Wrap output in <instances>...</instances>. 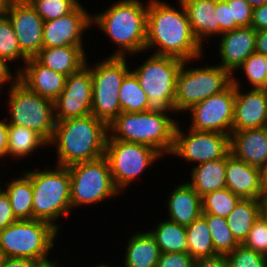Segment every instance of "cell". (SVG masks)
<instances>
[{
    "mask_svg": "<svg viewBox=\"0 0 267 267\" xmlns=\"http://www.w3.org/2000/svg\"><path fill=\"white\" fill-rule=\"evenodd\" d=\"M149 1L145 51L158 47L153 54L171 56L183 61L201 59L203 46L191 30L181 1L177 0L180 5L178 9L164 1Z\"/></svg>",
    "mask_w": 267,
    "mask_h": 267,
    "instance_id": "cell-1",
    "label": "cell"
},
{
    "mask_svg": "<svg viewBox=\"0 0 267 267\" xmlns=\"http://www.w3.org/2000/svg\"><path fill=\"white\" fill-rule=\"evenodd\" d=\"M107 137L108 125L91 114L56 121L49 145L56 148V165L68 167L104 157Z\"/></svg>",
    "mask_w": 267,
    "mask_h": 267,
    "instance_id": "cell-2",
    "label": "cell"
},
{
    "mask_svg": "<svg viewBox=\"0 0 267 267\" xmlns=\"http://www.w3.org/2000/svg\"><path fill=\"white\" fill-rule=\"evenodd\" d=\"M148 5L140 0L118 1L101 13H92L91 24L99 26L118 46L111 56L125 57L145 51Z\"/></svg>",
    "mask_w": 267,
    "mask_h": 267,
    "instance_id": "cell-3",
    "label": "cell"
},
{
    "mask_svg": "<svg viewBox=\"0 0 267 267\" xmlns=\"http://www.w3.org/2000/svg\"><path fill=\"white\" fill-rule=\"evenodd\" d=\"M178 120L150 112H121L109 125L107 140H120L154 148L171 155Z\"/></svg>",
    "mask_w": 267,
    "mask_h": 267,
    "instance_id": "cell-4",
    "label": "cell"
},
{
    "mask_svg": "<svg viewBox=\"0 0 267 267\" xmlns=\"http://www.w3.org/2000/svg\"><path fill=\"white\" fill-rule=\"evenodd\" d=\"M55 168L24 173L33 186V219L47 221L59 230L61 225L55 221L62 215L68 218L72 209L71 180L68 167L56 165Z\"/></svg>",
    "mask_w": 267,
    "mask_h": 267,
    "instance_id": "cell-5",
    "label": "cell"
},
{
    "mask_svg": "<svg viewBox=\"0 0 267 267\" xmlns=\"http://www.w3.org/2000/svg\"><path fill=\"white\" fill-rule=\"evenodd\" d=\"M183 60L171 56L151 54L132 71L148 97L147 112L170 115L174 112L176 78ZM169 113V114H168Z\"/></svg>",
    "mask_w": 267,
    "mask_h": 267,
    "instance_id": "cell-6",
    "label": "cell"
},
{
    "mask_svg": "<svg viewBox=\"0 0 267 267\" xmlns=\"http://www.w3.org/2000/svg\"><path fill=\"white\" fill-rule=\"evenodd\" d=\"M59 231L47 221L18 220L0 230V249L5 257L44 261L48 259Z\"/></svg>",
    "mask_w": 267,
    "mask_h": 267,
    "instance_id": "cell-7",
    "label": "cell"
},
{
    "mask_svg": "<svg viewBox=\"0 0 267 267\" xmlns=\"http://www.w3.org/2000/svg\"><path fill=\"white\" fill-rule=\"evenodd\" d=\"M125 57L108 56L90 67L92 76V115L109 125L122 111L119 92L123 79L131 71Z\"/></svg>",
    "mask_w": 267,
    "mask_h": 267,
    "instance_id": "cell-8",
    "label": "cell"
},
{
    "mask_svg": "<svg viewBox=\"0 0 267 267\" xmlns=\"http://www.w3.org/2000/svg\"><path fill=\"white\" fill-rule=\"evenodd\" d=\"M188 63L191 62H183L176 78L175 113L189 110L193 105L222 92L232 83V74L220 65L186 68Z\"/></svg>",
    "mask_w": 267,
    "mask_h": 267,
    "instance_id": "cell-9",
    "label": "cell"
},
{
    "mask_svg": "<svg viewBox=\"0 0 267 267\" xmlns=\"http://www.w3.org/2000/svg\"><path fill=\"white\" fill-rule=\"evenodd\" d=\"M7 90L10 108L8 125L35 130L50 142L56 124L54 102L29 90L19 80Z\"/></svg>",
    "mask_w": 267,
    "mask_h": 267,
    "instance_id": "cell-10",
    "label": "cell"
},
{
    "mask_svg": "<svg viewBox=\"0 0 267 267\" xmlns=\"http://www.w3.org/2000/svg\"><path fill=\"white\" fill-rule=\"evenodd\" d=\"M71 180V207L99 203L119 196L105 157L68 166Z\"/></svg>",
    "mask_w": 267,
    "mask_h": 267,
    "instance_id": "cell-11",
    "label": "cell"
},
{
    "mask_svg": "<svg viewBox=\"0 0 267 267\" xmlns=\"http://www.w3.org/2000/svg\"><path fill=\"white\" fill-rule=\"evenodd\" d=\"M107 159L115 187L121 193L142 174L151 163L163 156L154 148L120 140H106Z\"/></svg>",
    "mask_w": 267,
    "mask_h": 267,
    "instance_id": "cell-12",
    "label": "cell"
},
{
    "mask_svg": "<svg viewBox=\"0 0 267 267\" xmlns=\"http://www.w3.org/2000/svg\"><path fill=\"white\" fill-rule=\"evenodd\" d=\"M185 133L177 124L171 154L198 164L225 157L230 152V136L218 132L195 131Z\"/></svg>",
    "mask_w": 267,
    "mask_h": 267,
    "instance_id": "cell-13",
    "label": "cell"
},
{
    "mask_svg": "<svg viewBox=\"0 0 267 267\" xmlns=\"http://www.w3.org/2000/svg\"><path fill=\"white\" fill-rule=\"evenodd\" d=\"M235 85L231 83L225 90L193 105L189 128L195 131L232 133L234 118Z\"/></svg>",
    "mask_w": 267,
    "mask_h": 267,
    "instance_id": "cell-14",
    "label": "cell"
},
{
    "mask_svg": "<svg viewBox=\"0 0 267 267\" xmlns=\"http://www.w3.org/2000/svg\"><path fill=\"white\" fill-rule=\"evenodd\" d=\"M92 76L89 67L67 77L64 89L54 101L55 120L81 118L92 114Z\"/></svg>",
    "mask_w": 267,
    "mask_h": 267,
    "instance_id": "cell-15",
    "label": "cell"
},
{
    "mask_svg": "<svg viewBox=\"0 0 267 267\" xmlns=\"http://www.w3.org/2000/svg\"><path fill=\"white\" fill-rule=\"evenodd\" d=\"M6 16L12 23L21 51L35 57L43 48L44 20L27 0H11Z\"/></svg>",
    "mask_w": 267,
    "mask_h": 267,
    "instance_id": "cell-16",
    "label": "cell"
},
{
    "mask_svg": "<svg viewBox=\"0 0 267 267\" xmlns=\"http://www.w3.org/2000/svg\"><path fill=\"white\" fill-rule=\"evenodd\" d=\"M91 25V14L80 3L69 14L44 21L43 47L83 46V32Z\"/></svg>",
    "mask_w": 267,
    "mask_h": 267,
    "instance_id": "cell-17",
    "label": "cell"
},
{
    "mask_svg": "<svg viewBox=\"0 0 267 267\" xmlns=\"http://www.w3.org/2000/svg\"><path fill=\"white\" fill-rule=\"evenodd\" d=\"M232 75L235 103L232 131L267 127V89L240 90L239 80Z\"/></svg>",
    "mask_w": 267,
    "mask_h": 267,
    "instance_id": "cell-18",
    "label": "cell"
},
{
    "mask_svg": "<svg viewBox=\"0 0 267 267\" xmlns=\"http://www.w3.org/2000/svg\"><path fill=\"white\" fill-rule=\"evenodd\" d=\"M226 188L244 199H261L264 192L262 170L236 158L231 152L226 155Z\"/></svg>",
    "mask_w": 267,
    "mask_h": 267,
    "instance_id": "cell-19",
    "label": "cell"
},
{
    "mask_svg": "<svg viewBox=\"0 0 267 267\" xmlns=\"http://www.w3.org/2000/svg\"><path fill=\"white\" fill-rule=\"evenodd\" d=\"M23 66L17 69L18 80L29 90L54 102L64 89L67 76L45 67L35 57L29 58Z\"/></svg>",
    "mask_w": 267,
    "mask_h": 267,
    "instance_id": "cell-20",
    "label": "cell"
},
{
    "mask_svg": "<svg viewBox=\"0 0 267 267\" xmlns=\"http://www.w3.org/2000/svg\"><path fill=\"white\" fill-rule=\"evenodd\" d=\"M256 30L249 27H239L220 36L219 65L232 75L248 56L255 52Z\"/></svg>",
    "mask_w": 267,
    "mask_h": 267,
    "instance_id": "cell-21",
    "label": "cell"
},
{
    "mask_svg": "<svg viewBox=\"0 0 267 267\" xmlns=\"http://www.w3.org/2000/svg\"><path fill=\"white\" fill-rule=\"evenodd\" d=\"M230 152L239 160L262 170L267 165V127L232 131Z\"/></svg>",
    "mask_w": 267,
    "mask_h": 267,
    "instance_id": "cell-22",
    "label": "cell"
},
{
    "mask_svg": "<svg viewBox=\"0 0 267 267\" xmlns=\"http://www.w3.org/2000/svg\"><path fill=\"white\" fill-rule=\"evenodd\" d=\"M169 194L167 210L170 221L186 227L202 215V197L187 182Z\"/></svg>",
    "mask_w": 267,
    "mask_h": 267,
    "instance_id": "cell-23",
    "label": "cell"
},
{
    "mask_svg": "<svg viewBox=\"0 0 267 267\" xmlns=\"http://www.w3.org/2000/svg\"><path fill=\"white\" fill-rule=\"evenodd\" d=\"M180 1L187 13L191 30L201 46L208 36L220 35V26L215 14L216 0Z\"/></svg>",
    "mask_w": 267,
    "mask_h": 267,
    "instance_id": "cell-24",
    "label": "cell"
},
{
    "mask_svg": "<svg viewBox=\"0 0 267 267\" xmlns=\"http://www.w3.org/2000/svg\"><path fill=\"white\" fill-rule=\"evenodd\" d=\"M84 46L43 47L35 58L45 67L70 76L86 63Z\"/></svg>",
    "mask_w": 267,
    "mask_h": 267,
    "instance_id": "cell-25",
    "label": "cell"
},
{
    "mask_svg": "<svg viewBox=\"0 0 267 267\" xmlns=\"http://www.w3.org/2000/svg\"><path fill=\"white\" fill-rule=\"evenodd\" d=\"M128 242L123 261L124 267H156L161 252L148 230L132 234Z\"/></svg>",
    "mask_w": 267,
    "mask_h": 267,
    "instance_id": "cell-26",
    "label": "cell"
},
{
    "mask_svg": "<svg viewBox=\"0 0 267 267\" xmlns=\"http://www.w3.org/2000/svg\"><path fill=\"white\" fill-rule=\"evenodd\" d=\"M226 156L193 165L191 171V180L187 183L202 197L205 194L226 188Z\"/></svg>",
    "mask_w": 267,
    "mask_h": 267,
    "instance_id": "cell-27",
    "label": "cell"
},
{
    "mask_svg": "<svg viewBox=\"0 0 267 267\" xmlns=\"http://www.w3.org/2000/svg\"><path fill=\"white\" fill-rule=\"evenodd\" d=\"M261 214V201L259 199L241 198L233 211L226 217L227 225L239 244H242L246 239L253 224Z\"/></svg>",
    "mask_w": 267,
    "mask_h": 267,
    "instance_id": "cell-28",
    "label": "cell"
},
{
    "mask_svg": "<svg viewBox=\"0 0 267 267\" xmlns=\"http://www.w3.org/2000/svg\"><path fill=\"white\" fill-rule=\"evenodd\" d=\"M21 176L9 181L4 191L8 195L15 217L18 220H32L33 186L31 179L24 172Z\"/></svg>",
    "mask_w": 267,
    "mask_h": 267,
    "instance_id": "cell-29",
    "label": "cell"
},
{
    "mask_svg": "<svg viewBox=\"0 0 267 267\" xmlns=\"http://www.w3.org/2000/svg\"><path fill=\"white\" fill-rule=\"evenodd\" d=\"M49 147V142L35 130L17 125H8V156L16 159L29 157L39 147Z\"/></svg>",
    "mask_w": 267,
    "mask_h": 267,
    "instance_id": "cell-30",
    "label": "cell"
},
{
    "mask_svg": "<svg viewBox=\"0 0 267 267\" xmlns=\"http://www.w3.org/2000/svg\"><path fill=\"white\" fill-rule=\"evenodd\" d=\"M161 253L187 252L186 227L166 220L149 231Z\"/></svg>",
    "mask_w": 267,
    "mask_h": 267,
    "instance_id": "cell-31",
    "label": "cell"
},
{
    "mask_svg": "<svg viewBox=\"0 0 267 267\" xmlns=\"http://www.w3.org/2000/svg\"><path fill=\"white\" fill-rule=\"evenodd\" d=\"M187 252L194 258L217 255L206 219L201 215L186 226Z\"/></svg>",
    "mask_w": 267,
    "mask_h": 267,
    "instance_id": "cell-32",
    "label": "cell"
},
{
    "mask_svg": "<svg viewBox=\"0 0 267 267\" xmlns=\"http://www.w3.org/2000/svg\"><path fill=\"white\" fill-rule=\"evenodd\" d=\"M119 101L122 112L138 113L147 111L148 97L132 71L122 81Z\"/></svg>",
    "mask_w": 267,
    "mask_h": 267,
    "instance_id": "cell-33",
    "label": "cell"
},
{
    "mask_svg": "<svg viewBox=\"0 0 267 267\" xmlns=\"http://www.w3.org/2000/svg\"><path fill=\"white\" fill-rule=\"evenodd\" d=\"M202 216L206 219L217 254L227 255L239 245L227 225L226 218L213 214H202Z\"/></svg>",
    "mask_w": 267,
    "mask_h": 267,
    "instance_id": "cell-34",
    "label": "cell"
},
{
    "mask_svg": "<svg viewBox=\"0 0 267 267\" xmlns=\"http://www.w3.org/2000/svg\"><path fill=\"white\" fill-rule=\"evenodd\" d=\"M241 198L223 188L202 196V214H213L226 218Z\"/></svg>",
    "mask_w": 267,
    "mask_h": 267,
    "instance_id": "cell-35",
    "label": "cell"
},
{
    "mask_svg": "<svg viewBox=\"0 0 267 267\" xmlns=\"http://www.w3.org/2000/svg\"><path fill=\"white\" fill-rule=\"evenodd\" d=\"M0 58L8 62L22 60L24 64L29 59L21 51L12 23L7 16L0 17Z\"/></svg>",
    "mask_w": 267,
    "mask_h": 267,
    "instance_id": "cell-36",
    "label": "cell"
},
{
    "mask_svg": "<svg viewBox=\"0 0 267 267\" xmlns=\"http://www.w3.org/2000/svg\"><path fill=\"white\" fill-rule=\"evenodd\" d=\"M36 13L44 20L50 21L72 12L79 4L78 0H27Z\"/></svg>",
    "mask_w": 267,
    "mask_h": 267,
    "instance_id": "cell-37",
    "label": "cell"
},
{
    "mask_svg": "<svg viewBox=\"0 0 267 267\" xmlns=\"http://www.w3.org/2000/svg\"><path fill=\"white\" fill-rule=\"evenodd\" d=\"M265 63V56L254 52L246 58L236 71L243 69L246 80L252 85L250 89H266Z\"/></svg>",
    "mask_w": 267,
    "mask_h": 267,
    "instance_id": "cell-38",
    "label": "cell"
},
{
    "mask_svg": "<svg viewBox=\"0 0 267 267\" xmlns=\"http://www.w3.org/2000/svg\"><path fill=\"white\" fill-rule=\"evenodd\" d=\"M226 256L228 267H267V256L239 244Z\"/></svg>",
    "mask_w": 267,
    "mask_h": 267,
    "instance_id": "cell-39",
    "label": "cell"
},
{
    "mask_svg": "<svg viewBox=\"0 0 267 267\" xmlns=\"http://www.w3.org/2000/svg\"><path fill=\"white\" fill-rule=\"evenodd\" d=\"M242 245L267 256V218L262 214L253 224Z\"/></svg>",
    "mask_w": 267,
    "mask_h": 267,
    "instance_id": "cell-40",
    "label": "cell"
},
{
    "mask_svg": "<svg viewBox=\"0 0 267 267\" xmlns=\"http://www.w3.org/2000/svg\"><path fill=\"white\" fill-rule=\"evenodd\" d=\"M231 5L232 21L240 27H249L252 23L253 8L246 0H225Z\"/></svg>",
    "mask_w": 267,
    "mask_h": 267,
    "instance_id": "cell-41",
    "label": "cell"
},
{
    "mask_svg": "<svg viewBox=\"0 0 267 267\" xmlns=\"http://www.w3.org/2000/svg\"><path fill=\"white\" fill-rule=\"evenodd\" d=\"M194 263L188 252L160 253L156 267H194Z\"/></svg>",
    "mask_w": 267,
    "mask_h": 267,
    "instance_id": "cell-42",
    "label": "cell"
},
{
    "mask_svg": "<svg viewBox=\"0 0 267 267\" xmlns=\"http://www.w3.org/2000/svg\"><path fill=\"white\" fill-rule=\"evenodd\" d=\"M215 14L220 26V35L240 27L236 21H232L231 5L225 0H216Z\"/></svg>",
    "mask_w": 267,
    "mask_h": 267,
    "instance_id": "cell-43",
    "label": "cell"
},
{
    "mask_svg": "<svg viewBox=\"0 0 267 267\" xmlns=\"http://www.w3.org/2000/svg\"><path fill=\"white\" fill-rule=\"evenodd\" d=\"M18 221L11 208L10 200L4 190H0V230Z\"/></svg>",
    "mask_w": 267,
    "mask_h": 267,
    "instance_id": "cell-44",
    "label": "cell"
},
{
    "mask_svg": "<svg viewBox=\"0 0 267 267\" xmlns=\"http://www.w3.org/2000/svg\"><path fill=\"white\" fill-rule=\"evenodd\" d=\"M251 27L256 31L267 29V3L253 8Z\"/></svg>",
    "mask_w": 267,
    "mask_h": 267,
    "instance_id": "cell-45",
    "label": "cell"
},
{
    "mask_svg": "<svg viewBox=\"0 0 267 267\" xmlns=\"http://www.w3.org/2000/svg\"><path fill=\"white\" fill-rule=\"evenodd\" d=\"M194 267H228L225 255L217 254L211 257L195 259Z\"/></svg>",
    "mask_w": 267,
    "mask_h": 267,
    "instance_id": "cell-46",
    "label": "cell"
},
{
    "mask_svg": "<svg viewBox=\"0 0 267 267\" xmlns=\"http://www.w3.org/2000/svg\"><path fill=\"white\" fill-rule=\"evenodd\" d=\"M9 66V62L3 58H0V89L2 86H6V84L13 85L18 80V71H16V75L11 74V70ZM10 82V83H9Z\"/></svg>",
    "mask_w": 267,
    "mask_h": 267,
    "instance_id": "cell-47",
    "label": "cell"
},
{
    "mask_svg": "<svg viewBox=\"0 0 267 267\" xmlns=\"http://www.w3.org/2000/svg\"><path fill=\"white\" fill-rule=\"evenodd\" d=\"M8 155V123L0 120V158Z\"/></svg>",
    "mask_w": 267,
    "mask_h": 267,
    "instance_id": "cell-48",
    "label": "cell"
},
{
    "mask_svg": "<svg viewBox=\"0 0 267 267\" xmlns=\"http://www.w3.org/2000/svg\"><path fill=\"white\" fill-rule=\"evenodd\" d=\"M36 261L28 258L5 257L1 267H33Z\"/></svg>",
    "mask_w": 267,
    "mask_h": 267,
    "instance_id": "cell-49",
    "label": "cell"
},
{
    "mask_svg": "<svg viewBox=\"0 0 267 267\" xmlns=\"http://www.w3.org/2000/svg\"><path fill=\"white\" fill-rule=\"evenodd\" d=\"M255 52L267 55V29L256 31Z\"/></svg>",
    "mask_w": 267,
    "mask_h": 267,
    "instance_id": "cell-50",
    "label": "cell"
},
{
    "mask_svg": "<svg viewBox=\"0 0 267 267\" xmlns=\"http://www.w3.org/2000/svg\"><path fill=\"white\" fill-rule=\"evenodd\" d=\"M261 213L262 215L267 218V190H264V192L261 195Z\"/></svg>",
    "mask_w": 267,
    "mask_h": 267,
    "instance_id": "cell-51",
    "label": "cell"
},
{
    "mask_svg": "<svg viewBox=\"0 0 267 267\" xmlns=\"http://www.w3.org/2000/svg\"><path fill=\"white\" fill-rule=\"evenodd\" d=\"M59 264L57 263V261H50V259L44 260V261H40V262H36L33 267H58Z\"/></svg>",
    "mask_w": 267,
    "mask_h": 267,
    "instance_id": "cell-52",
    "label": "cell"
},
{
    "mask_svg": "<svg viewBox=\"0 0 267 267\" xmlns=\"http://www.w3.org/2000/svg\"><path fill=\"white\" fill-rule=\"evenodd\" d=\"M10 1L11 0H0V17L6 16Z\"/></svg>",
    "mask_w": 267,
    "mask_h": 267,
    "instance_id": "cell-53",
    "label": "cell"
},
{
    "mask_svg": "<svg viewBox=\"0 0 267 267\" xmlns=\"http://www.w3.org/2000/svg\"><path fill=\"white\" fill-rule=\"evenodd\" d=\"M252 8L262 6L267 3V0H246Z\"/></svg>",
    "mask_w": 267,
    "mask_h": 267,
    "instance_id": "cell-54",
    "label": "cell"
},
{
    "mask_svg": "<svg viewBox=\"0 0 267 267\" xmlns=\"http://www.w3.org/2000/svg\"><path fill=\"white\" fill-rule=\"evenodd\" d=\"M263 188L267 190V165L262 169Z\"/></svg>",
    "mask_w": 267,
    "mask_h": 267,
    "instance_id": "cell-55",
    "label": "cell"
},
{
    "mask_svg": "<svg viewBox=\"0 0 267 267\" xmlns=\"http://www.w3.org/2000/svg\"><path fill=\"white\" fill-rule=\"evenodd\" d=\"M5 256L2 252V250L0 249V267L2 266L3 260H4Z\"/></svg>",
    "mask_w": 267,
    "mask_h": 267,
    "instance_id": "cell-56",
    "label": "cell"
},
{
    "mask_svg": "<svg viewBox=\"0 0 267 267\" xmlns=\"http://www.w3.org/2000/svg\"><path fill=\"white\" fill-rule=\"evenodd\" d=\"M265 65H266V68H265V72H266V89H267V55H265Z\"/></svg>",
    "mask_w": 267,
    "mask_h": 267,
    "instance_id": "cell-57",
    "label": "cell"
},
{
    "mask_svg": "<svg viewBox=\"0 0 267 267\" xmlns=\"http://www.w3.org/2000/svg\"><path fill=\"white\" fill-rule=\"evenodd\" d=\"M94 267H111L110 265L108 266V264H97V266H94Z\"/></svg>",
    "mask_w": 267,
    "mask_h": 267,
    "instance_id": "cell-58",
    "label": "cell"
}]
</instances>
